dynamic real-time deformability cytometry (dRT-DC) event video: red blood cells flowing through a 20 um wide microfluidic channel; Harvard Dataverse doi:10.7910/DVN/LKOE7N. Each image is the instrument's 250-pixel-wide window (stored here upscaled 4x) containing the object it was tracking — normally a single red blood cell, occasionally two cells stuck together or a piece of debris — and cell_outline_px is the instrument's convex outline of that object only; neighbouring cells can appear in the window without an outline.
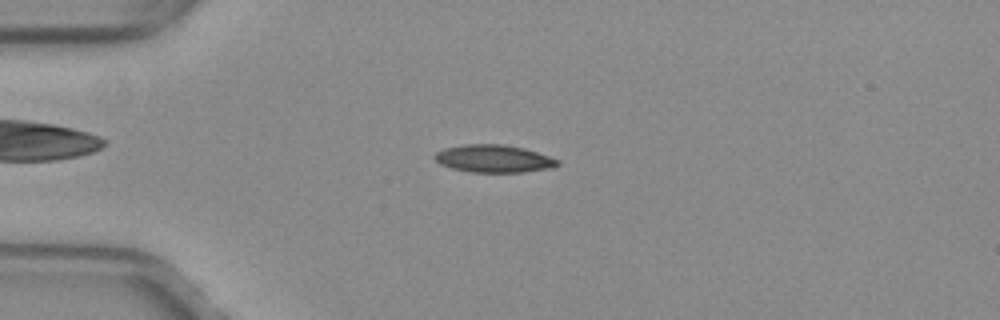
{"species": "common noctule bat (a hibernating species)", "species_latin": "Nyctalus noctula", "temperature_condition": "warm", "stored_images_in_passage": 47, "camera_frame_rate_fps": 3000, "um_per_image_px": 0.085, "animal": {"sex": "female", "body_mass_g": 29.2, "forearm_length_mm": 56.3}, "frame": {"image": 1, "passage_image": 9, "time_ms": 2.667, "image_size_px": [1000, 320], "cell_outline_px": [[560, 164], [556, 168], [524, 172], [468, 172], [452, 168], [440, 164], [432, 156], [436, 152], [444, 148], [464, 144], [504, 144], [524, 148], [560, 160]], "centroid_in_image_um": [41.99, 13.49], "position_along_channel_um": 43.0, "area_um2": 20.0}}
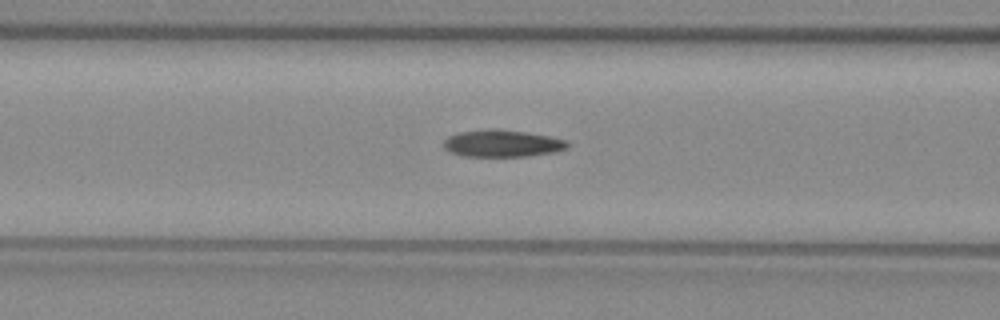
{"frame": {"image": 2, "passage_image": 17, "time_ms": 5.333, "image_size_px": [1000, 320], "cell_outline_px": [[568, 148], [556, 152], [528, 156], [460, 156], [448, 152], [444, 148], [444, 140], [448, 136], [460, 132], [492, 128], [524, 132], [548, 136], [568, 140]], "centroid_in_image_um": [42.68, 12.2], "position_along_channel_um": 123.9, "area_um2": 19.59}}
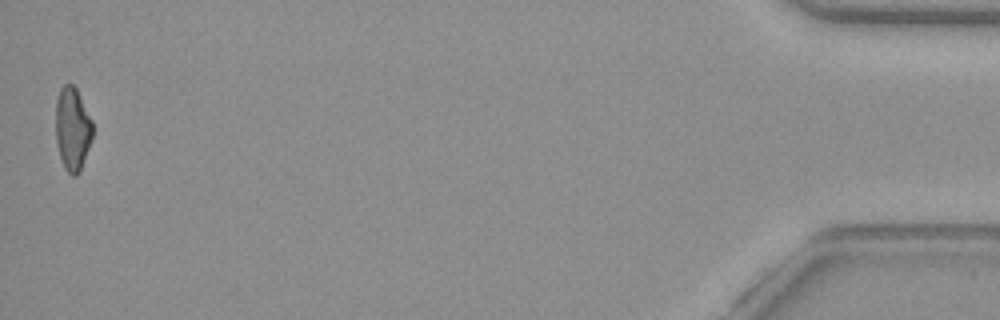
{"frame": {"image": 3, "passage_image": 47, "time_ms": 15.333, "image_size_px": [1000, 320], "cell_outline_px": [[92, 136], [80, 172], [76, 176], [72, 176], [64, 168], [56, 144], [56, 100], [60, 88], [64, 84], [72, 84], [76, 88], [92, 120]], "centroid_in_image_um": [6.15, 10.96], "position_along_channel_um": 429.1, "area_um2": 17.86}, "authors_computed_cell_mechanics": {"area_um2": 19.0162, "velocity_mm_per_s": 4.0216, "shape_relaxation_time_tau1_ms": null, "shape_relaxation_time_tau2_ms": 5.4022, "deformation_change_tau1": null, "deformation_change_tau2": 0.1331}}